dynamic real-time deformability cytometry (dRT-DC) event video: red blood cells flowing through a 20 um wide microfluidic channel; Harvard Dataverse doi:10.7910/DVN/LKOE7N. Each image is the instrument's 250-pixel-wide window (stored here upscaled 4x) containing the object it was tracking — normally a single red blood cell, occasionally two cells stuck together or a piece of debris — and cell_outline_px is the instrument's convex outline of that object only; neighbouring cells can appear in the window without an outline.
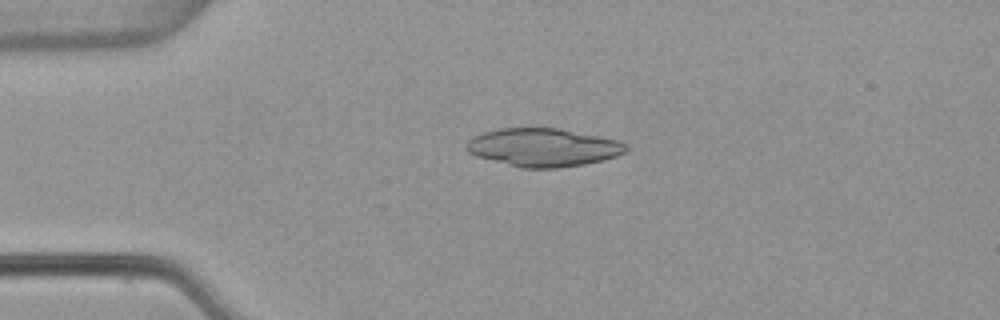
{"species": "common noctule bat (a hibernating species)", "species_latin": "Nyctalus noctula", "temperature_condition": "warm", "stored_images_in_passage": 4, "camera_frame_rate_fps": 3000, "um_per_image_px": 0.085, "animal": {"sex": "female", "body_mass_g": 22.7, "forearm_length_mm": 54.2}, "frame": {"image": 1, "passage_image": 4, "time_ms": 1.0, "image_size_px": [1000, 320], "cell_outline_px": [[628, 148], [624, 152], [616, 156], [604, 160], [584, 164], [560, 168], [520, 168], [476, 156], [468, 152], [464, 148], [464, 144], [472, 136], [484, 132], [500, 128], [560, 128], [620, 140], [628, 144]], "centroid_in_image_um": [46.16, 12.53], "position_along_channel_um": 38.8, "area_um2": 35.89}}